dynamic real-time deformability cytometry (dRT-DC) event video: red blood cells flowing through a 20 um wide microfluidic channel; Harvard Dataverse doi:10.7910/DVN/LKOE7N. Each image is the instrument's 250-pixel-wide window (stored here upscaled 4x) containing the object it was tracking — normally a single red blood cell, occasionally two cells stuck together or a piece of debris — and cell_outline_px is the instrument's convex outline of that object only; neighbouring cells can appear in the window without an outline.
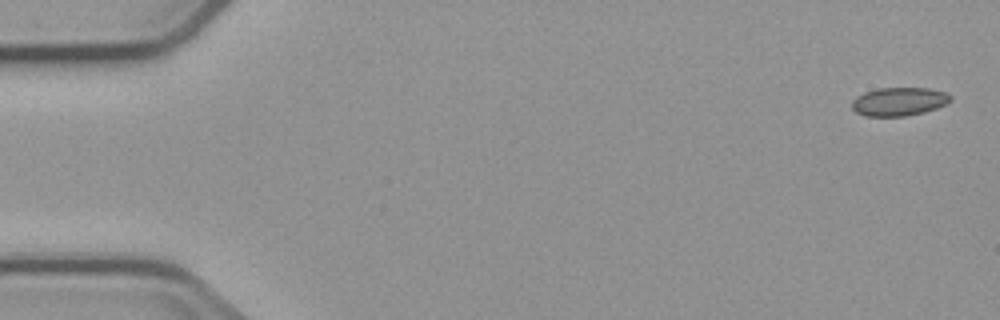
{"species": "common noctule bat (a hibernating species)", "species_latin": "Nyctalus noctula", "temperature_condition": "cold", "stored_images_in_passage": 6, "camera_frame_rate_fps": 3000, "um_per_image_px": 0.085, "animal": {"sex": "male", "body_mass_g": 23.1, "forearm_length_mm": 52.7}, "frame": {"image": 1, "passage_image": 1, "time_ms": 0.0, "image_size_px": [1000, 320], "cell_outline_px": [[952, 100], [948, 104], [924, 112], [904, 116], [864, 116], [856, 112], [852, 108], [852, 100], [856, 96], [864, 92], [876, 88], [928, 88], [944, 92], [952, 96]], "centroid_in_image_um": [76.41, 8.63], "position_along_channel_um": 8.6, "area_um2": 16.47}}